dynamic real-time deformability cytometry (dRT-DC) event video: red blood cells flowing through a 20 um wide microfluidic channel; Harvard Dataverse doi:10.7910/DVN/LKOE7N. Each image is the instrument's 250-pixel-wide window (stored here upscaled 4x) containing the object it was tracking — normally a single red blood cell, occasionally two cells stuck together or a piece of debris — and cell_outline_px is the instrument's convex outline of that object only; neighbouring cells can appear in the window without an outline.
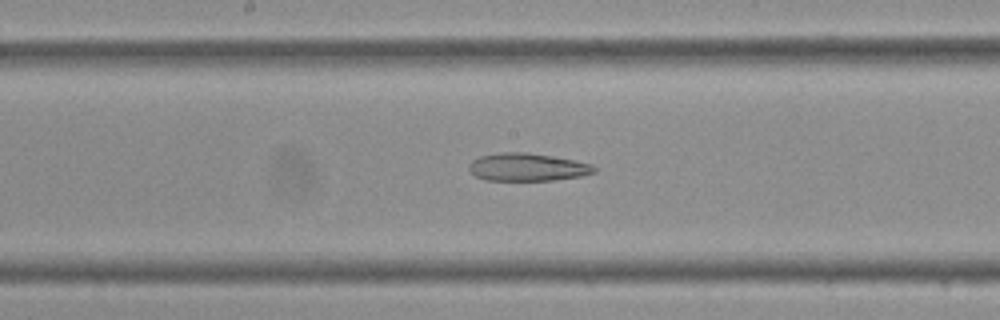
{"species": "Egyptian fruit bat (a non-hibernating species)", "species_latin": "Rousettus aegyptiacus", "temperature_condition": "cold", "stored_images_in_passage": 32, "camera_frame_rate_fps": 3000, "um_per_image_px": 0.085, "frame": {"image": 1, "passage_image": 19, "time_ms": 6.0, "image_size_px": [1000, 320], "cell_outline_px": [[596, 172], [580, 176], [552, 180], [484, 180], [476, 176], [468, 168], [468, 164], [472, 160], [480, 156], [500, 152], [528, 152], [552, 156], [592, 164], [596, 168]], "centroid_in_image_um": [44.8, 14.2], "position_along_channel_um": 203.4, "area_um2": 20.23}}
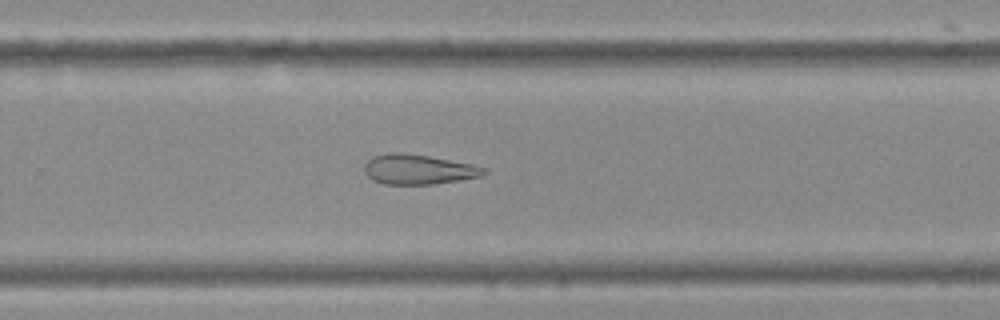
{"frame": {"image": 2, "passage_image": 24, "time_ms": 7.667, "image_size_px": [1000, 320], "cell_outline_px": [[488, 172], [480, 176], [436, 184], [384, 184], [372, 180], [364, 172], [364, 164], [372, 156], [388, 152], [400, 152], [428, 156], [472, 164], [488, 168]], "centroid_in_image_um": [35.54, 14.39], "position_along_channel_um": 294.3, "area_um2": 20.92}}
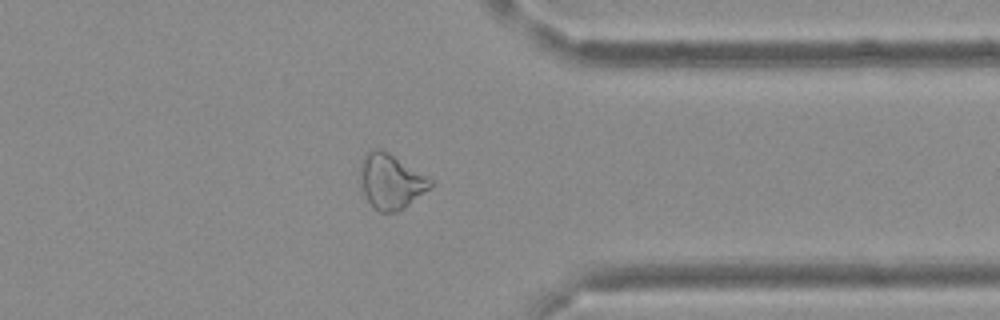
{"frame": {"image": 3, "passage_image": 29, "time_ms": 9.333, "image_size_px": [1000, 320], "cell_outline_px": [[436, 184], [404, 208], [396, 212], [380, 212], [372, 208], [360, 184], [360, 164], [364, 156], [372, 148], [380, 148], [388, 152], [436, 180]], "centroid_in_image_um": [33.26, 15.41], "position_along_channel_um": 378.1, "area_um2": 22.89}}